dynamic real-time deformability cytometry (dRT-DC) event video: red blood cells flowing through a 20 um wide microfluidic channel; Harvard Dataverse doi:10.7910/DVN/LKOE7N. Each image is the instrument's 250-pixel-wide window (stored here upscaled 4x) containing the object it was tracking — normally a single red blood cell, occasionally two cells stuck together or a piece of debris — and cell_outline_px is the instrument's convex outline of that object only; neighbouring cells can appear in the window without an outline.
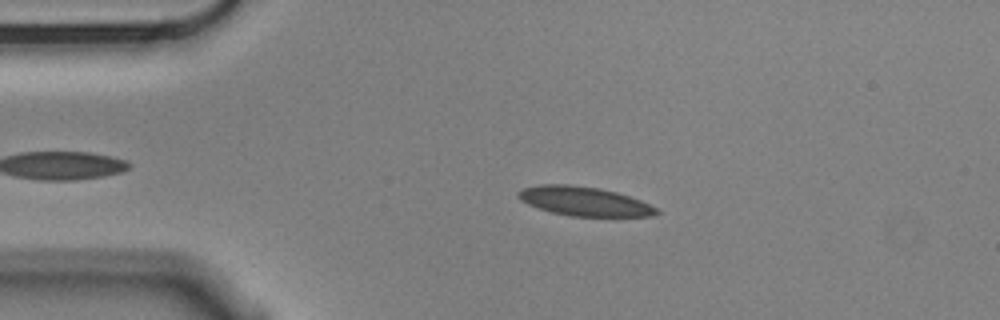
{"species": "Egyptian fruit bat (a non-hibernating species)", "species_latin": "Rousettus aegyptiacus", "temperature_condition": "cold", "stored_images_in_passage": 48, "camera_frame_rate_fps": 3000, "um_per_image_px": 0.085, "animal": {"sex": "male"}, "frame": {"image": 1, "passage_image": 11, "time_ms": 3.333, "image_size_px": [1000, 320], "cell_outline_px": [[660, 212], [652, 216], [568, 216], [552, 212], [528, 204], [520, 200], [516, 196], [524, 188], [540, 184], [568, 184], [600, 188], [616, 192], [640, 200], [656, 208]], "centroid_in_image_um": [49.65, 17.1], "position_along_channel_um": 35.4, "area_um2": 23.24}}
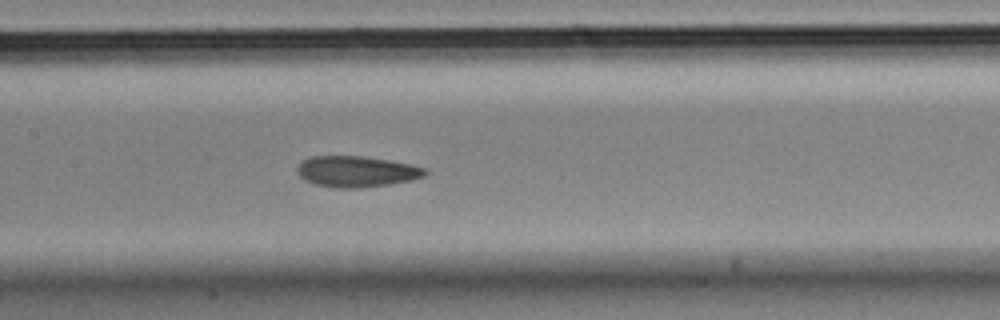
{"frame": {"image": 2, "passage_image": 26, "time_ms": 8.333, "image_size_px": [1000, 320], "cell_outline_px": [[428, 172], [424, 176], [412, 180], [364, 188], [336, 188], [316, 184], [304, 180], [300, 176], [296, 168], [304, 160], [312, 156], [364, 156], [412, 164], [428, 168]], "centroid_in_image_um": [30.35, 14.58], "position_along_channel_um": 177.1, "area_um2": 23.18}}
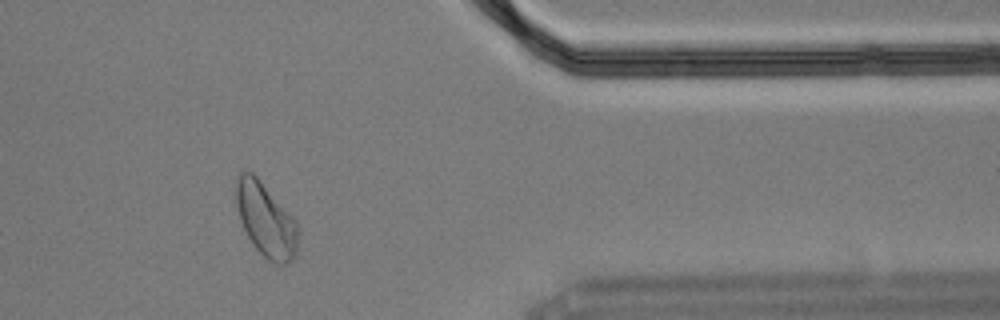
{"frame": {"image": 3, "passage_image": 46, "time_ms": 15.0, "image_size_px": [1000, 320], "cell_outline_px": [[296, 252], [292, 260], [284, 264], [276, 264], [268, 260], [256, 248], [248, 236], [240, 220], [236, 204], [236, 176], [240, 172], [252, 172], [260, 180], [296, 220]], "centroid_in_image_um": [22.57, 18.67], "position_along_channel_um": 388.8, "area_um2": 26.13}, "authors_computed_cell_mechanics": {"area_um2": 23.1778, "velocity_mm_per_s": 3.5017, "shape_relaxation_time_tau1_ms": 6.5766, "shape_relaxation_time_tau2_ms": 2.7045, "deformation_change_tau1": 0.1294, "deformation_change_tau2": 0.0856}}